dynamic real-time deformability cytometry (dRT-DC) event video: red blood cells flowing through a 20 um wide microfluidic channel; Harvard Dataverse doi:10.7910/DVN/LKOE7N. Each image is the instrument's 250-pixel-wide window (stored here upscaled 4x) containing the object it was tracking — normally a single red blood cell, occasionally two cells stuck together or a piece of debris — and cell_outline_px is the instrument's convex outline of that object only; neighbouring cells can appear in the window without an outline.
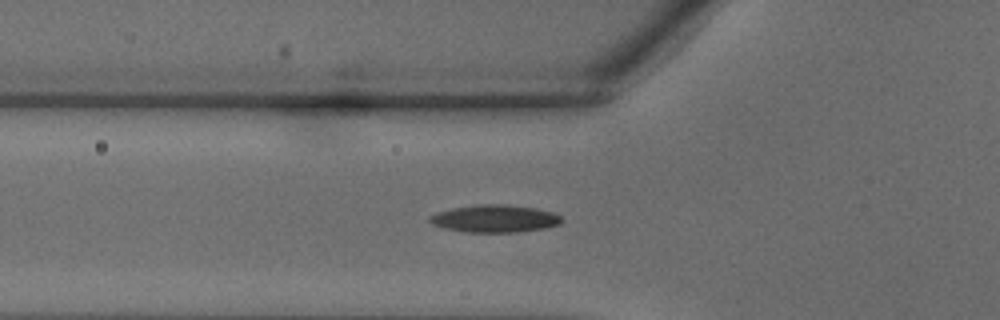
{"species": "common noctule bat (a hibernating species)", "species_latin": "Nyctalus noctula", "temperature_condition": "warm", "stored_images_in_passage": 24, "camera_frame_rate_fps": 3000, "um_per_image_px": 0.085, "animal": {"sex": "male", "body_mass_g": 18.8}, "frame": {"image": 1, "passage_image": 2, "time_ms": 0.333, "image_size_px": [1000, 320], "cell_outline_px": [[564, 220], [560, 224], [544, 228], [520, 232], [464, 232], [444, 228], [432, 224], [428, 220], [428, 216], [436, 212], [452, 208], [480, 204], [508, 204], [536, 208], [556, 212]], "centroid_in_image_um": [42.07, 18.58], "position_along_channel_um": 83.7, "area_um2": 21.44}}
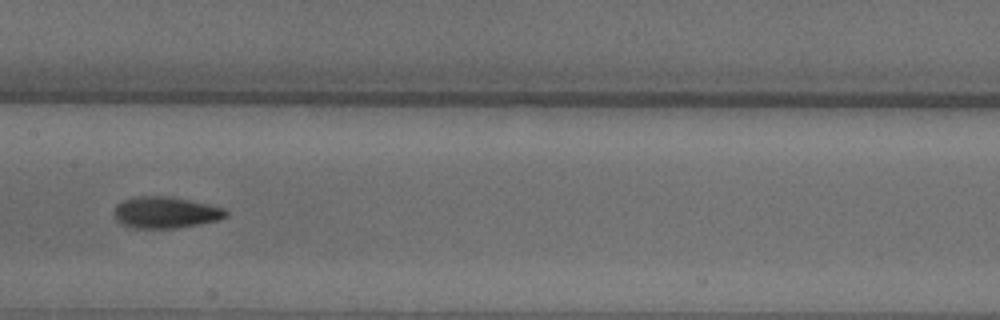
{"frame": {"image": 2, "passage_image": 8, "time_ms": 2.333, "image_size_px": [1000, 320], "cell_outline_px": [[228, 216], [216, 220], [200, 224], [176, 228], [136, 228], [124, 224], [116, 220], [112, 212], [116, 204], [124, 200], [140, 196], [164, 196], [228, 208]], "centroid_in_image_um": [14.07, 18.06], "position_along_channel_um": 193.3, "area_um2": 20.35}}
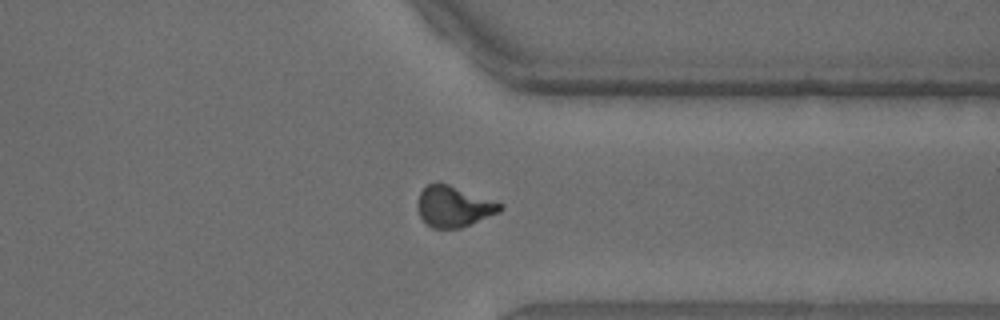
{"frame": {"image": 3, "passage_image": 18, "time_ms": 5.667, "image_size_px": [1000, 320], "cell_outline_px": [[504, 208], [500, 212], [460, 228], [432, 228], [420, 216], [416, 204], [420, 192], [428, 184], [448, 184], [504, 204]], "centroid_in_image_um": [38.58, 17.56], "position_along_channel_um": 372.8, "area_um2": 19.42}}